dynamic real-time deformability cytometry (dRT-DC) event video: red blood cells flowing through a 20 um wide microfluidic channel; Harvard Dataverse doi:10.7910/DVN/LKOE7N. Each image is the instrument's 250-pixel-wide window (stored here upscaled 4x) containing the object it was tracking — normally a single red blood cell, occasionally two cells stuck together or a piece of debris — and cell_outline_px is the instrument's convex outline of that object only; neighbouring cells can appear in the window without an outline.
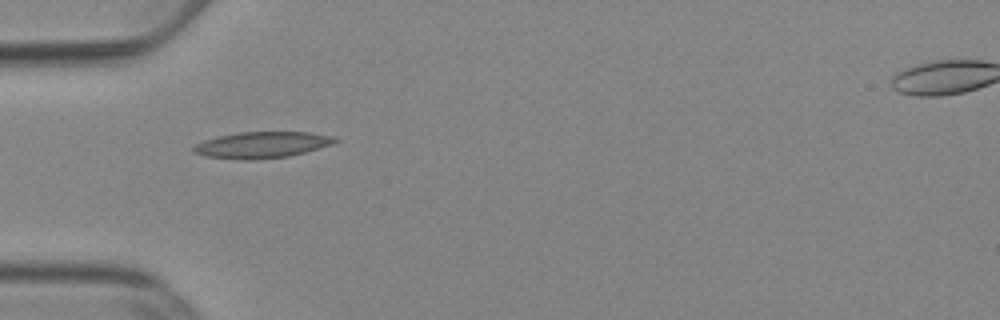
{"species": "Egyptian fruit bat (a non-hibernating species)", "species_latin": "Rousettus aegyptiacus", "temperature_condition": "cold", "stored_images_in_passage": 36, "camera_frame_rate_fps": 3000, "um_per_image_px": 0.085, "animal": {"sex": "female"}, "frame": {"image": 1, "passage_image": 1, "time_ms": 0.0, "image_size_px": [1000, 320], "cell_outline_px": [[340, 140], [332, 144], [304, 152], [288, 156], [256, 160], [244, 160], [204, 156], [192, 152], [192, 148], [196, 144], [204, 140], [220, 136], [240, 132], [308, 132], [336, 136]], "centroid_in_image_um": [22.27, 12.31], "position_along_channel_um": 62.7, "area_um2": 21.68}}
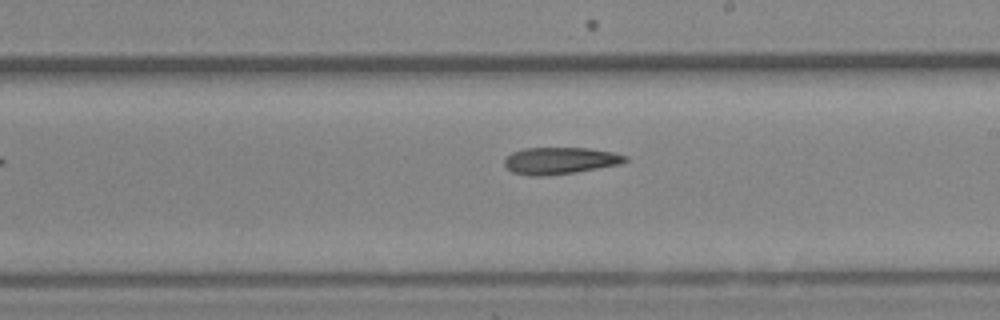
{"frame": {"image": 2, "passage_image": 15, "time_ms": 4.667, "image_size_px": [1000, 320], "cell_outline_px": [[628, 160], [620, 164], [576, 172], [544, 176], [532, 176], [512, 172], [504, 164], [504, 160], [512, 152], [524, 148], [588, 148], [612, 152], [628, 156]], "centroid_in_image_um": [47.6, 13.65], "position_along_channel_um": 241.4, "area_um2": 18.84}}
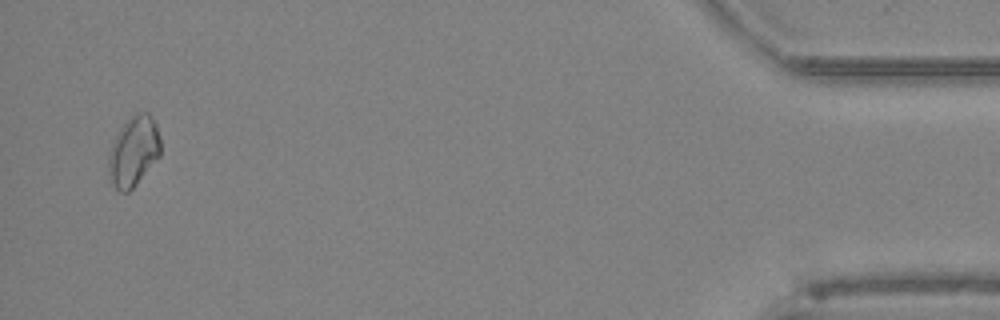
{"frame": {"image": 3, "passage_image": 35, "time_ms": 11.333, "image_size_px": [1000, 320], "cell_outline_px": [[160, 156], [136, 184], [128, 192], [120, 192], [112, 184], [108, 172], [108, 156], [112, 144], [120, 128], [132, 116], [140, 112], [148, 112], [156, 124], [160, 136]], "centroid_in_image_um": [11.36, 12.87], "position_along_channel_um": 423.8, "area_um2": 21.04}}